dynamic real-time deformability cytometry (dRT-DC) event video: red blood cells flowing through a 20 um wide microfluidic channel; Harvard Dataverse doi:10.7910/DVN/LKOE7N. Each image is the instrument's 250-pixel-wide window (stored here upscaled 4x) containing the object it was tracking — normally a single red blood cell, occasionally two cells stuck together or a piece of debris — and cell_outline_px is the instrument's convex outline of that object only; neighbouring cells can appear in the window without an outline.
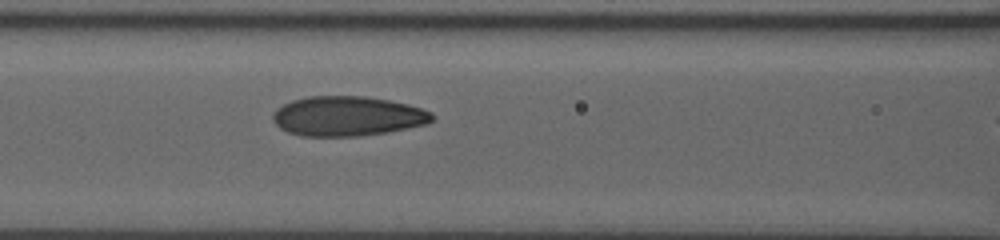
{"species": "human", "species_latin": "Homo sapiens", "temperature_condition": "room temperature", "stored_images_in_passage": 43, "camera_frame_rate_fps": 3000, "um_per_image_px": 0.085, "donor": {"sex": "male"}, "frame": {"image": 1, "passage_image": 19, "time_ms": 6.0, "image_size_px": [1000, 240], "cell_outline_px": [[432, 120], [428, 124], [388, 132], [360, 136], [300, 136], [288, 132], [280, 128], [272, 120], [272, 116], [276, 108], [292, 100], [308, 96], [364, 96], [388, 100], [408, 104], [432, 112]], "centroid_in_image_um": [29.52, 9.87], "position_along_channel_um": 137.1, "area_um2": 36.99}}
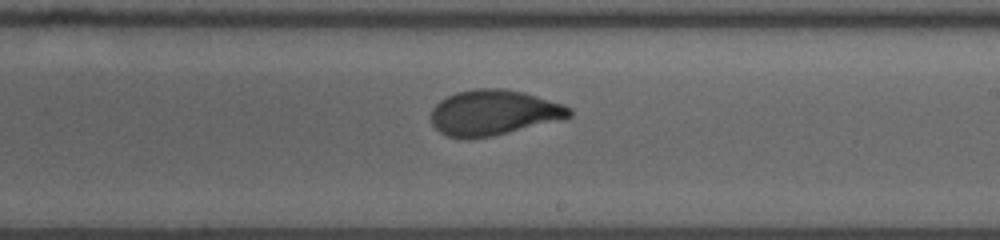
{"frame": {"image": 2, "passage_image": 28, "time_ms": 9.0, "image_size_px": [1000, 240], "cell_outline_px": [[572, 116], [492, 136], [448, 136], [440, 132], [432, 124], [432, 108], [440, 100], [456, 92], [476, 88], [500, 88], [524, 92], [564, 104], [572, 108]], "centroid_in_image_um": [41.97, 9.53], "position_along_channel_um": 247.0, "area_um2": 35.78}}
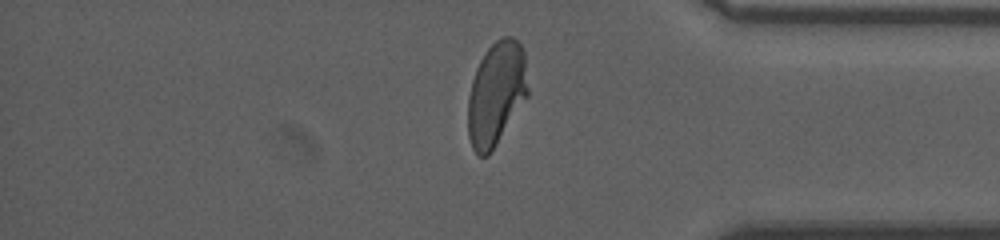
{"frame": {"image": 3, "passage_image": 41, "time_ms": 13.333, "image_size_px": [1000, 240], "cell_outline_px": [[528, 96], [488, 156], [480, 156], [472, 148], [468, 136], [468, 96], [472, 80], [476, 68], [480, 60], [488, 48], [496, 40], [504, 36], [512, 36], [520, 44], [524, 52], [528, 88]], "centroid_in_image_um": [42.18, 7.95], "position_along_channel_um": 393.0, "area_um2": 36.13}}